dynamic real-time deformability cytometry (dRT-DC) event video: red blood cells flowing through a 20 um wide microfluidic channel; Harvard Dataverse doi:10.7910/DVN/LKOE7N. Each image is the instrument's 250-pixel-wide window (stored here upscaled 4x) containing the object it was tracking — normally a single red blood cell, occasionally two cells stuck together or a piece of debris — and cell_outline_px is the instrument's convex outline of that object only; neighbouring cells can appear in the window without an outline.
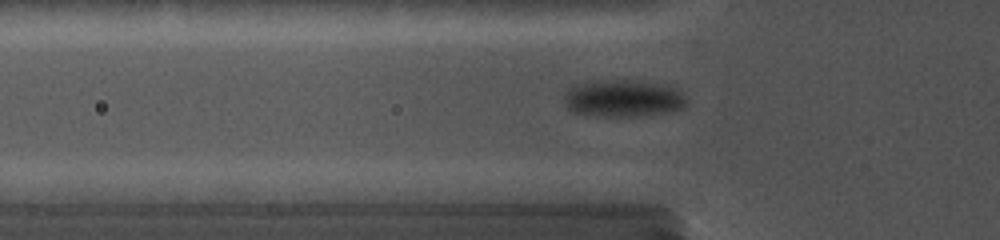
{"species": "common noctule bat (a hibernating species)", "species_latin": "Nyctalus noctula", "temperature_condition": "cold", "stored_images_in_passage": 40, "camera_frame_rate_fps": 5000, "um_per_image_px": 0.085, "animal": {"sex": "female", "body_mass_g": 19.0, "forearm_length_mm": 56.7}, "frame": {"image": 1, "passage_image": 20, "time_ms": 6.0, "image_size_px": [1000, 240], "cell_outline_px": [[688, 104], [684, 108], [672, 112], [648, 116], [604, 116], [572, 112], [564, 104], [564, 96], [568, 88], [576, 84], [588, 80], [644, 80], [668, 84], [680, 88], [688, 100]], "centroid_in_image_um": [53.06, 8.34], "position_along_channel_um": 72.7, "area_um2": 27.63}}
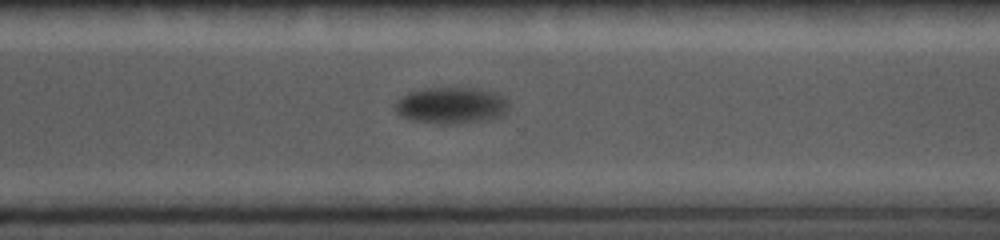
{"frame": {"image": 2, "passage_image": 35, "time_ms": 13.4, "image_size_px": [1000, 240], "cell_outline_px": [[508, 108], [504, 116], [488, 120], [460, 124], [440, 124], [408, 120], [400, 116], [396, 112], [396, 100], [400, 96], [408, 92], [424, 88], [480, 88], [500, 92], [508, 96]], "centroid_in_image_um": [38.41, 8.96], "position_along_channel_um": 332.2, "area_um2": 25.09}}
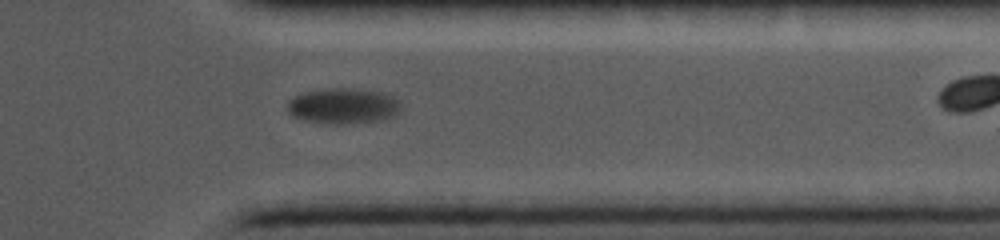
{"frame": {"image": 3, "passage_image": 38, "time_ms": 14.8, "image_size_px": [1000, 240], "cell_outline_px": [[400, 108], [392, 116], [384, 120], [344, 124], [324, 124], [300, 120], [292, 116], [288, 112], [288, 104], [292, 96], [300, 92], [324, 88], [352, 88], [384, 92], [396, 96], [400, 100]], "centroid_in_image_um": [29.14, 9.0], "position_along_channel_um": 382.3, "area_um2": 24.22}}